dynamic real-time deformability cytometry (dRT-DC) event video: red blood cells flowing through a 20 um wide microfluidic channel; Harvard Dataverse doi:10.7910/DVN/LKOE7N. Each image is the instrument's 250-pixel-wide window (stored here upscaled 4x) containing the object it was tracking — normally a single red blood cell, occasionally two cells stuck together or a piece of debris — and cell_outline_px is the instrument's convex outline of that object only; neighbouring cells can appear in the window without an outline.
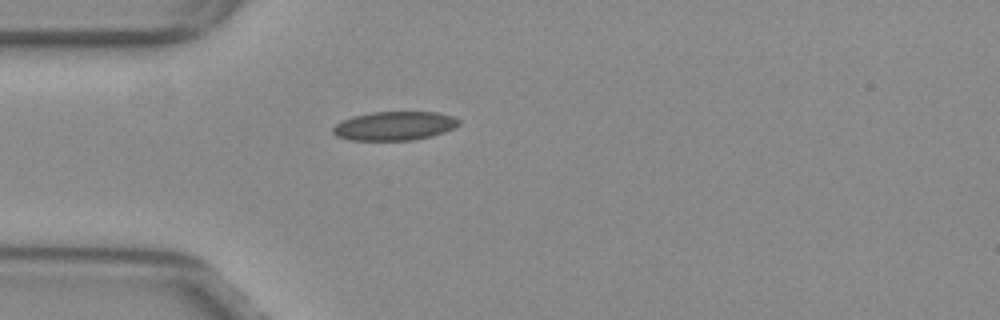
{"species": "common noctule bat (a hibernating species)", "species_latin": "Nyctalus noctula", "temperature_condition": "warm", "stored_images_in_passage": 39, "camera_frame_rate_fps": 3000, "um_per_image_px": 0.085, "animal": {"sex": "female", "body_mass_g": 29.2, "forearm_length_mm": 56.3}, "frame": {"image": 1, "passage_image": 1, "time_ms": 0.0, "image_size_px": [1000, 320], "cell_outline_px": [[460, 124], [444, 132], [412, 140], [348, 140], [336, 136], [332, 132], [332, 128], [336, 124], [352, 116], [372, 112], [436, 112], [452, 116], [460, 120]], "centroid_in_image_um": [33.5, 10.7], "position_along_channel_um": 51.5, "area_um2": 21.04}}
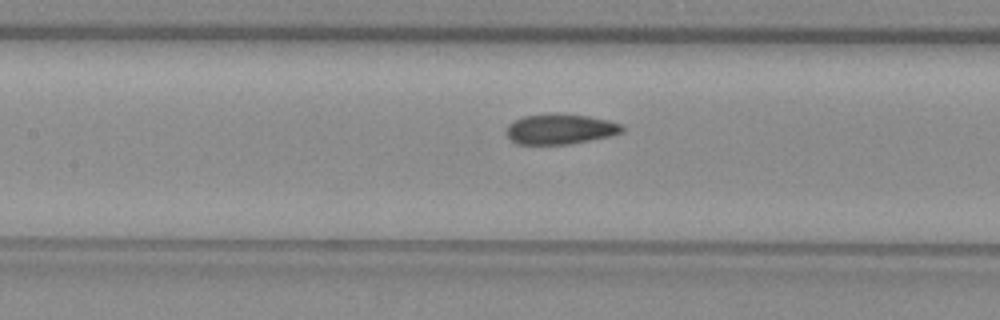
{"frame": {"image": 2, "passage_image": 10, "time_ms": 3.0, "image_size_px": [1000, 320], "cell_outline_px": [[624, 132], [608, 136], [568, 144], [516, 144], [504, 132], [508, 124], [524, 116], [548, 112], [560, 112], [588, 116], [608, 120], [624, 124]], "centroid_in_image_um": [47.61, 10.94], "position_along_channel_um": 159.8, "area_um2": 20.75}}
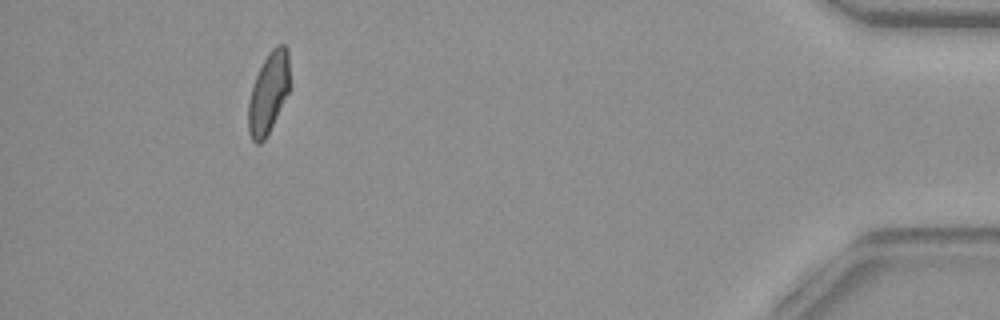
{"frame": {"image": 3, "passage_image": 35, "time_ms": 11.333, "image_size_px": [1000, 320], "cell_outline_px": [[288, 92], [264, 140], [260, 144], [256, 144], [252, 140], [248, 132], [248, 100], [252, 84], [268, 52], [276, 44], [284, 44], [288, 48]], "centroid_in_image_um": [22.78, 7.88], "position_along_channel_um": 412.4, "area_um2": 19.25}, "authors_computed_cell_mechanics": {"area_um2": 20.5768, "velocity_mm_per_s": 3.861, "shape_relaxation_time_tau1_ms": null, "shape_relaxation_time_tau2_ms": 1.9002, "deformation_change_tau1": null, "deformation_change_tau2": 0.0599}}